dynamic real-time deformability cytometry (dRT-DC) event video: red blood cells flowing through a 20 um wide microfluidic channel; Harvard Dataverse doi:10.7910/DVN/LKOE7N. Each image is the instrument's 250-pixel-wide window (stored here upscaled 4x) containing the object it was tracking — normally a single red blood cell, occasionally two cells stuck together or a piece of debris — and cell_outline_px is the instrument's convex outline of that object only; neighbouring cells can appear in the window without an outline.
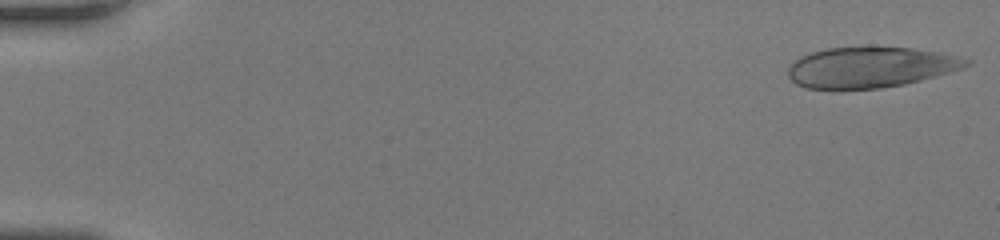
{"species": "human", "species_latin": "Homo sapiens", "temperature_condition": "room temperature", "stored_images_in_passage": 53, "camera_frame_rate_fps": 3000, "um_per_image_px": 0.085, "donor": {"sex": "female"}, "frame": {"image": 1, "passage_image": 1, "time_ms": 0.0, "image_size_px": [1000, 240], "cell_outline_px": [[972, 64], [964, 68], [936, 76], [904, 84], [880, 88], [840, 92], [804, 88], [796, 84], [788, 76], [788, 68], [800, 56], [812, 52], [828, 48], [912, 48], [940, 52], [960, 56], [972, 60]], "centroid_in_image_um": [73.97, 5.76], "position_along_channel_um": 11.0, "area_um2": 42.89}}
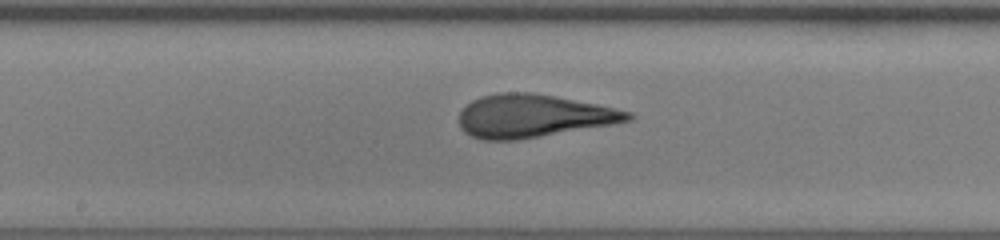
{"frame": {"image": 2, "passage_image": 29, "time_ms": 9.333, "image_size_px": [1000, 240], "cell_outline_px": [[632, 120], [612, 124], [516, 140], [480, 140], [464, 132], [460, 128], [460, 112], [472, 100], [480, 96], [500, 92], [532, 92], [596, 104], [632, 112]], "centroid_in_image_um": [45.28, 9.85], "position_along_channel_um": 202.9, "area_um2": 41.96}}
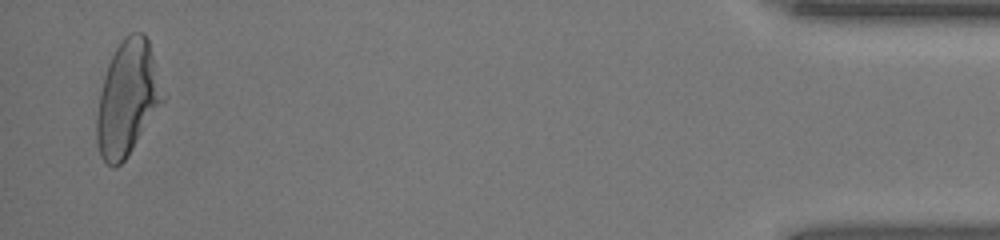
{"frame": {"image": 3, "passage_image": 52, "time_ms": 17.0, "image_size_px": [1000, 240], "cell_outline_px": [[164, 100], [124, 160], [120, 164], [112, 168], [100, 156], [96, 140], [96, 116], [100, 92], [104, 76], [108, 64], [120, 40], [124, 36], [132, 32], [144, 32], [148, 40], [164, 96]], "centroid_in_image_um": [10.8, 8.34], "position_along_channel_um": 424.4, "area_um2": 43.47}, "authors_computed_cell_mechanics": {"area_um2": 42.5986, "velocity_mm_per_s": 3.9106, "shape_relaxation_time_tau1_ms": 5.1759, "shape_relaxation_time_tau2_ms": 0.8658, "deformation_change_tau1": 0.2172, "deformation_change_tau2": 0.0829}}